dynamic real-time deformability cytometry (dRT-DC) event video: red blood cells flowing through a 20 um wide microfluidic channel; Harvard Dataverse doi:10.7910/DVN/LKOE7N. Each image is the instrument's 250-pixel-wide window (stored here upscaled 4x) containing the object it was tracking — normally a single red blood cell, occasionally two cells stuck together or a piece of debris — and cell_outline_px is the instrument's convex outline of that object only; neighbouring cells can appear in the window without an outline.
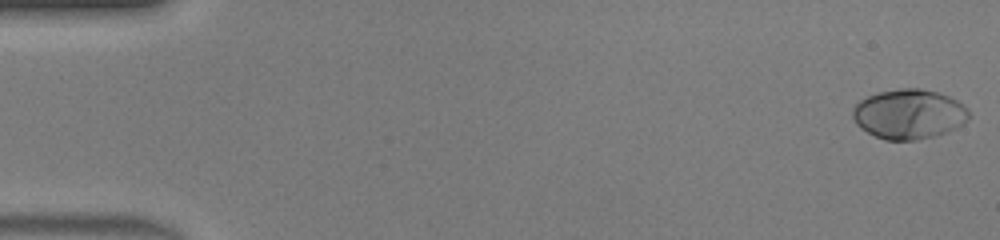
{"species": "human", "species_latin": "Homo sapiens", "temperature_condition": "warm", "stored_images_in_passage": 46, "camera_frame_rate_fps": 3000, "um_per_image_px": 0.085, "donor": {"sex": "male"}, "frame": {"image": 1, "passage_image": 1, "time_ms": 0.0, "image_size_px": [1000, 240], "cell_outline_px": [[968, 120], [936, 136], [916, 140], [884, 140], [860, 128], [856, 124], [852, 116], [852, 108], [860, 100], [876, 92], [900, 88], [920, 88], [936, 92], [948, 96], [964, 104], [968, 108]], "centroid_in_image_um": [77.22, 9.69], "position_along_channel_um": 7.8, "area_um2": 33.64}}
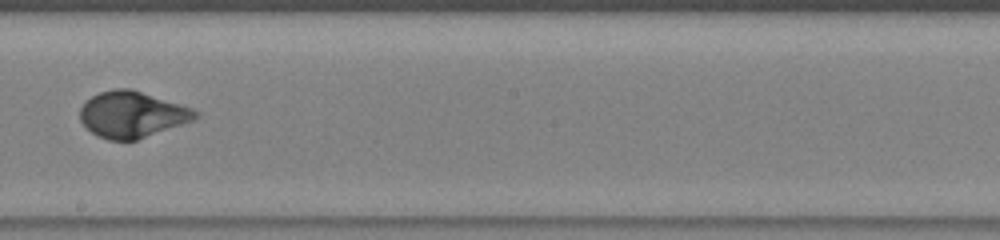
{"frame": {"image": 2, "passage_image": 27, "time_ms": 8.667, "image_size_px": [1000, 240], "cell_outline_px": [[200, 116], [192, 120], [136, 140], [108, 140], [96, 136], [80, 120], [80, 108], [92, 96], [100, 92], [116, 88], [128, 88], [192, 108], [200, 112]], "centroid_in_image_um": [11.21, 9.74], "position_along_channel_um": 237.0, "area_um2": 30.52}}
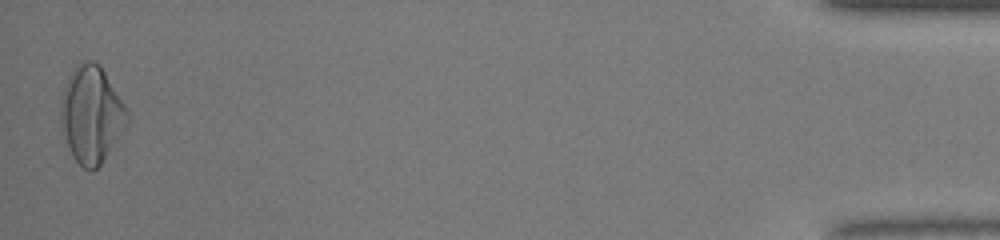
{"frame": {"image": 3, "passage_image": 46, "time_ms": 15.0, "image_size_px": [1000, 240], "cell_outline_px": [[128, 124], [100, 164], [96, 168], [88, 172], [72, 156], [68, 148], [60, 120], [60, 108], [64, 88], [68, 76], [76, 64], [80, 60], [92, 60], [100, 64], [128, 108]], "centroid_in_image_um": [7.77, 9.69], "position_along_channel_um": 427.4, "area_um2": 37.63}, "authors_computed_cell_mechanics": {"area_um2": 31.501, "velocity_mm_per_s": 4.4618, "shape_relaxation_time_tau1_ms": 3.1896, "shape_relaxation_time_tau2_ms": null, "deformation_change_tau1": 0.2136, "deformation_change_tau2": null}}